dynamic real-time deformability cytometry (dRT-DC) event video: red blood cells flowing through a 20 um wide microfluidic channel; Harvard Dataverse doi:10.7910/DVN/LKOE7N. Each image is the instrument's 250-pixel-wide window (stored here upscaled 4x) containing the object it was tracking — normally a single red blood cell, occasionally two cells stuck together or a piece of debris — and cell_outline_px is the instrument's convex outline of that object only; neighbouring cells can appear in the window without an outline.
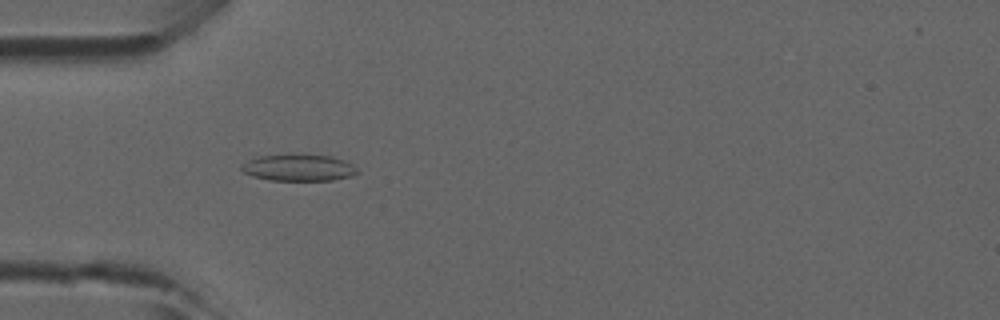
{"species": "common noctule bat (a hibernating species)", "species_latin": "Nyctalus noctula", "temperature_condition": "room temperature", "stored_images_in_passage": 47, "camera_frame_rate_fps": 3000, "um_per_image_px": 0.085, "animal": {"sex": "male", "forearm_length_mm": 52.5}, "frame": {"image": 1, "passage_image": 14, "time_ms": 4.333, "image_size_px": [1000, 320], "cell_outline_px": [[360, 172], [352, 176], [332, 180], [268, 180], [252, 176], [244, 172], [240, 168], [240, 164], [252, 152], [332, 156], [344, 160], [352, 164]], "centroid_in_image_um": [25.21, 14.2], "position_along_channel_um": 59.8, "area_um2": 19.07}}
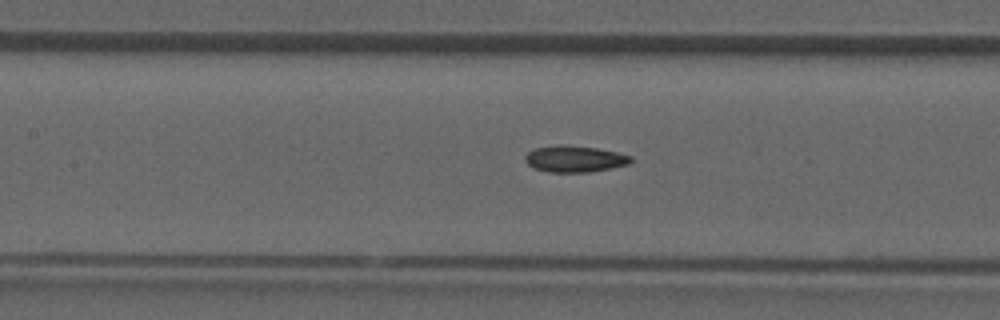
{"frame": {"image": 2, "passage_image": 21, "time_ms": 6.667, "image_size_px": [1000, 320], "cell_outline_px": [[632, 160], [628, 164], [612, 168], [588, 172], [548, 172], [532, 168], [524, 160], [524, 156], [528, 152], [536, 148], [564, 144], [596, 148], [616, 152], [632, 156]], "centroid_in_image_um": [48.82, 13.51], "position_along_channel_um": 158.6, "area_um2": 16.3}}